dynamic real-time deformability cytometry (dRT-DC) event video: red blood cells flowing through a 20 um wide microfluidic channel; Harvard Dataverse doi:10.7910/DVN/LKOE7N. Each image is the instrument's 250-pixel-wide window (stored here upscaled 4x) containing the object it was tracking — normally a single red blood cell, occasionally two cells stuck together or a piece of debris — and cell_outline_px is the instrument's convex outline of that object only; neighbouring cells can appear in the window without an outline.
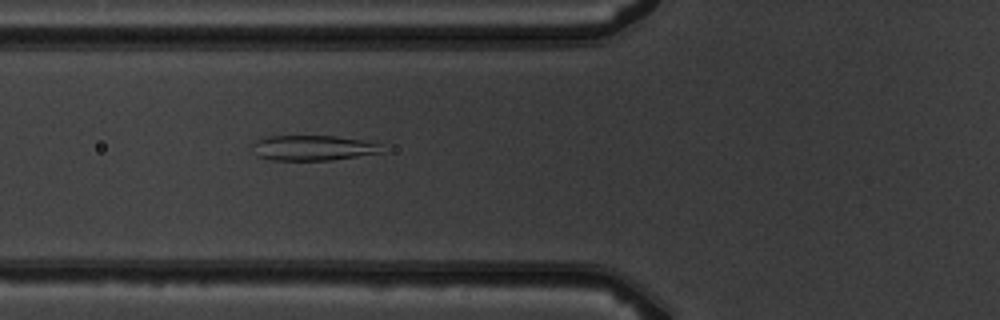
{"species": "common noctule bat (a hibernating species)", "species_latin": "Nyctalus noctula", "temperature_condition": "warm", "stored_images_in_passage": 3, "camera_frame_rate_fps": 3000, "um_per_image_px": 0.085, "animal": {"sex": "male", "body_mass_g": 19.5, "forearm_length_mm": 54.6}, "frame": {"image": 1, "passage_image": 3, "time_ms": 2.333, "image_size_px": [1000, 320], "cell_outline_px": [[380, 152], [332, 160], [272, 160], [256, 156], [252, 144], [256, 140], [268, 136], [336, 136], [360, 140], [376, 144]], "centroid_in_image_um": [26.47, 12.57], "position_along_channel_um": 99.3, "area_um2": 18.55}}